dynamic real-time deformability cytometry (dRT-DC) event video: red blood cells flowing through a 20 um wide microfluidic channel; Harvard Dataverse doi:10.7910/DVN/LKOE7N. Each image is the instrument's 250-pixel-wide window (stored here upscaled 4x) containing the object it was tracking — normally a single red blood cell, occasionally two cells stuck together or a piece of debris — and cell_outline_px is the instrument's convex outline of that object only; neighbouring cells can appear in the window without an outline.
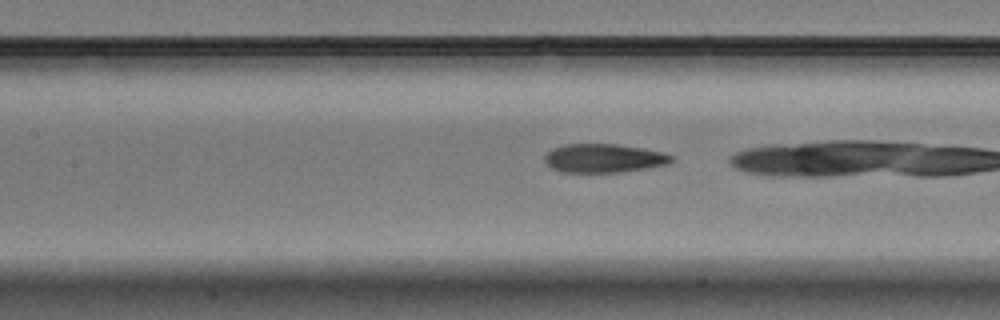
{"species": "Egyptian fruit bat (a non-hibernating species)", "species_latin": "Rousettus aegyptiacus", "temperature_condition": "warm", "stored_images_in_passage": 23, "camera_frame_rate_fps": 3000, "um_per_image_px": 0.085, "animal": {"sex": "male"}, "frame": {"image": 1, "passage_image": 14, "time_ms": 4.333, "image_size_px": [1000, 320], "cell_outline_px": [[676, 160], [668, 164], [644, 168], [616, 172], [564, 172], [552, 168], [544, 160], [544, 156], [552, 148], [564, 144], [616, 144], [644, 148], [664, 152], [676, 156]], "centroid_in_image_um": [51.37, 13.43], "position_along_channel_um": 156.0, "area_um2": 21.27}}
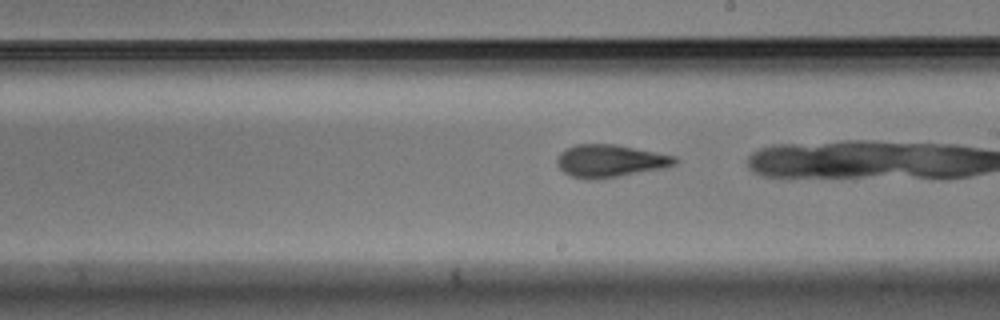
{"frame": {"image": 2, "passage_image": 21, "time_ms": 6.667, "image_size_px": [1000, 320], "cell_outline_px": [[680, 160], [676, 164], [664, 168], [596, 180], [588, 180], [572, 176], [564, 172], [556, 164], [556, 156], [560, 152], [576, 144], [616, 144], [676, 156]], "centroid_in_image_um": [51.86, 13.68], "position_along_channel_um": 237.1, "area_um2": 22.54}}